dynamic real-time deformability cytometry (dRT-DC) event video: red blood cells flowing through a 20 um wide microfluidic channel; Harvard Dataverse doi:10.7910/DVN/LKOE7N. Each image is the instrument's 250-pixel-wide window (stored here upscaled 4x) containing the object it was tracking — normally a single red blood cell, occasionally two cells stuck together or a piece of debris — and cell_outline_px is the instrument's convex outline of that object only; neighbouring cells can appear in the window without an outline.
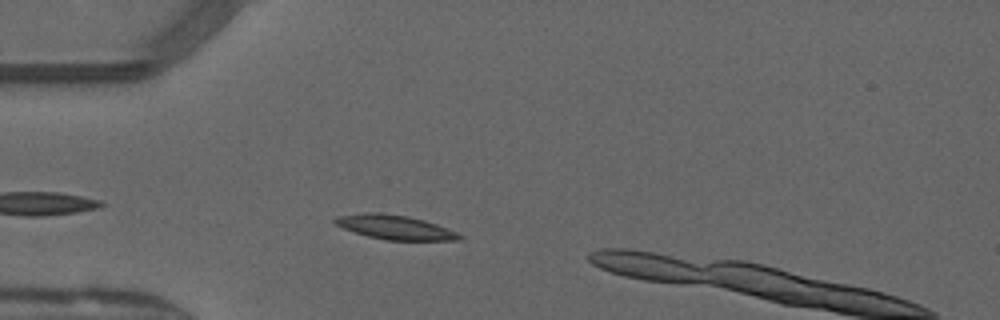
{"species": "common noctule bat (a hibernating species)", "species_latin": "Nyctalus noctula", "temperature_condition": "warm", "stored_images_in_passage": 9, "camera_frame_rate_fps": 3000, "um_per_image_px": 0.085, "animal": {"sex": "male", "forearm_length_mm": 52.5}, "frame": {"image": 1, "passage_image": 4, "time_ms": 1.0, "image_size_px": [1000, 320], "cell_outline_px": [[464, 240], [384, 240], [368, 236], [344, 228], [336, 224], [332, 220], [336, 216], [364, 212], [380, 212], [408, 216], [424, 220], [436, 224], [456, 232], [464, 236]], "centroid_in_image_um": [33.57, 19.31], "position_along_channel_um": 51.4, "area_um2": 17.63}}
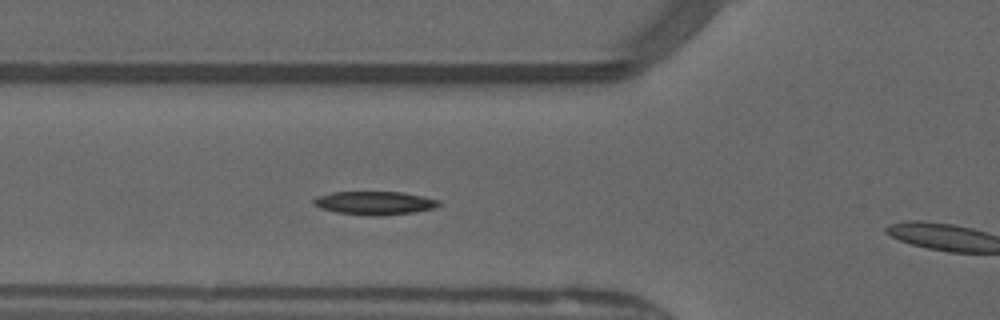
{"frame": {"image": 2, "passage_image": 8, "time_ms": 2.333, "image_size_px": [1000, 320], "cell_outline_px": [[444, 204], [436, 208], [412, 212], [376, 216], [372, 216], [336, 212], [320, 208], [312, 204], [312, 200], [320, 196], [332, 192], [404, 192], [424, 196], [440, 200]], "centroid_in_image_um": [31.9, 17.25], "position_along_channel_um": 93.9, "area_um2": 17.17}}